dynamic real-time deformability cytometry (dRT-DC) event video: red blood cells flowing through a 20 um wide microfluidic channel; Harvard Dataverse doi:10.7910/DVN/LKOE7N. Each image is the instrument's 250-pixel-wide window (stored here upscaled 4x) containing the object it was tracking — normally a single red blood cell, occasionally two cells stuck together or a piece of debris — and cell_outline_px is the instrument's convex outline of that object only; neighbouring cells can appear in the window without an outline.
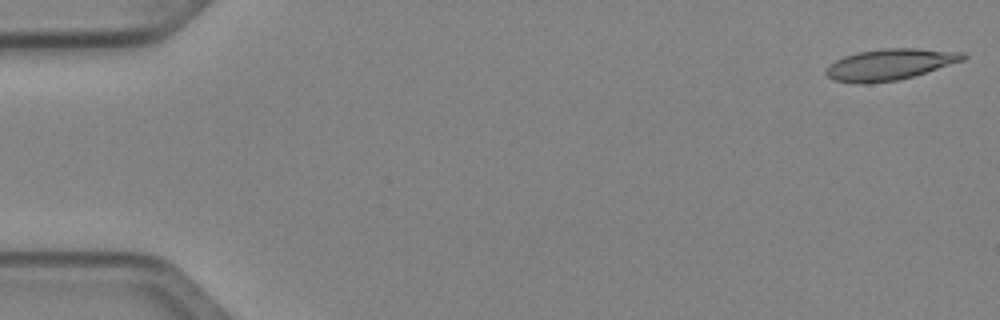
{"species": "Egyptian fruit bat (a non-hibernating species)", "species_latin": "Rousettus aegyptiacus", "temperature_condition": "cold", "stored_images_in_passage": 50, "camera_frame_rate_fps": 3000, "um_per_image_px": 0.085, "animal": {"sex": "female"}, "frame": {"image": 1, "passage_image": 1, "time_ms": 0.0, "image_size_px": [1000, 320], "cell_outline_px": [[968, 56], [964, 60], [912, 76], [896, 80], [864, 84], [856, 84], [832, 80], [824, 72], [824, 68], [828, 64], [844, 56], [860, 52], [884, 48], [916, 48], [964, 52]], "centroid_in_image_um": [75.59, 5.48], "position_along_channel_um": 9.4, "area_um2": 24.91}}
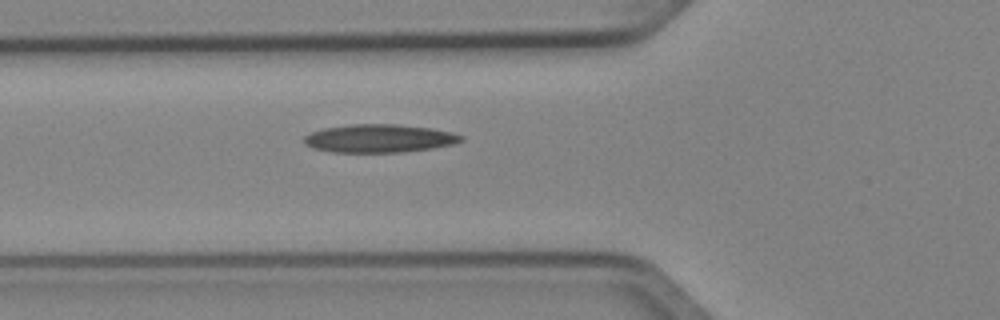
{"frame": {"image": 2, "passage_image": 18, "time_ms": 5.667, "image_size_px": [1000, 320], "cell_outline_px": [[464, 140], [452, 144], [432, 148], [404, 152], [332, 152], [312, 148], [304, 144], [304, 136], [312, 132], [324, 128], [352, 124], [396, 124], [432, 128], [452, 132], [464, 136]], "centroid_in_image_um": [32.24, 11.76], "position_along_channel_um": 93.6, "area_um2": 25.84}}
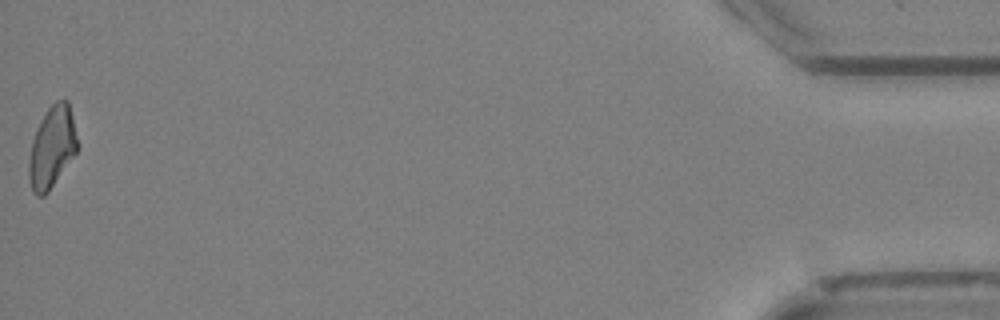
{"frame": {"image": 3, "passage_image": 50, "time_ms": 16.333, "image_size_px": [1000, 320], "cell_outline_px": [[76, 152], [48, 192], [44, 196], [36, 196], [32, 192], [28, 176], [28, 164], [32, 140], [48, 108], [56, 100], [68, 100], [72, 116], [76, 136]], "centroid_in_image_um": [4.39, 12.55], "position_along_channel_um": 430.8, "area_um2": 22.48}}